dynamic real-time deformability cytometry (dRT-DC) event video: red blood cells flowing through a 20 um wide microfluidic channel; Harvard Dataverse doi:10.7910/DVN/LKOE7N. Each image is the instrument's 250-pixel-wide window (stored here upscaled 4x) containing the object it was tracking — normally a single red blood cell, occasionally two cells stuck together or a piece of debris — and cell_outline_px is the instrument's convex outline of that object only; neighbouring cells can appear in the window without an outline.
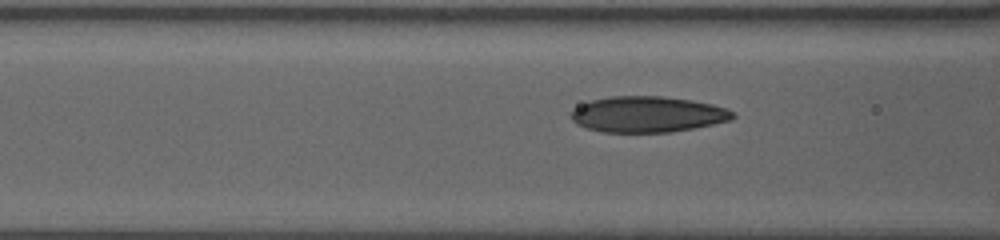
{"species": "human", "species_latin": "Homo sapiens", "temperature_condition": "warm", "stored_images_in_passage": 24, "segment_of_instrument_passage": [2, 2], "camera_frame_rate_fps": 3000, "um_per_image_px": 0.085, "donor": {"sex": "female"}, "frame": {"image": 1, "passage_image": 21, "time_ms": 6.667, "image_size_px": [1000, 240], "cell_outline_px": [[736, 116], [732, 120], [672, 132], [604, 132], [588, 128], [576, 124], [572, 120], [572, 112], [580, 104], [592, 100], [612, 96], [660, 96], [692, 100], [712, 104], [728, 108]], "centroid_in_image_um": [55.07, 9.71], "position_along_channel_um": 111.5, "area_um2": 33.7}}